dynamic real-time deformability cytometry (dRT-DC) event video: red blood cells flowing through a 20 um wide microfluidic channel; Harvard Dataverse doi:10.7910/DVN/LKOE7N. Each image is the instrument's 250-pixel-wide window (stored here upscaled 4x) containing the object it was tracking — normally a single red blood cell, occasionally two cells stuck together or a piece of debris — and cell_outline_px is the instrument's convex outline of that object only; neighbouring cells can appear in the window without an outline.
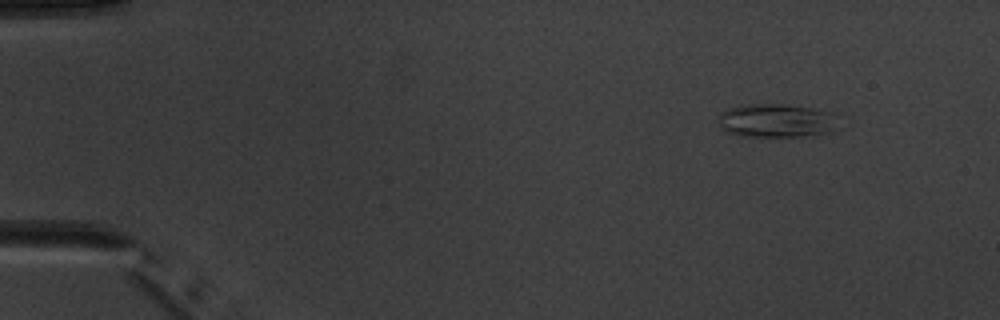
{"species": "common noctule bat (a hibernating species)", "species_latin": "Nyctalus noctula", "temperature_condition": "warm", "stored_images_in_passage": 4, "camera_frame_rate_fps": 3000, "um_per_image_px": 0.085, "animal": {"sex": "male", "body_mass_g": 20.1, "forearm_length_mm": 53.5}, "frame": {"image": 1, "passage_image": 1, "time_ms": 0.0, "image_size_px": [1000, 320], "cell_outline_px": [[832, 128], [828, 132], [816, 136], [744, 136], [728, 132], [720, 128], [720, 116], [728, 108], [748, 104], [784, 104], [812, 108], [832, 112]], "centroid_in_image_um": [65.94, 10.25], "position_along_channel_um": 19.1, "area_um2": 22.95}}